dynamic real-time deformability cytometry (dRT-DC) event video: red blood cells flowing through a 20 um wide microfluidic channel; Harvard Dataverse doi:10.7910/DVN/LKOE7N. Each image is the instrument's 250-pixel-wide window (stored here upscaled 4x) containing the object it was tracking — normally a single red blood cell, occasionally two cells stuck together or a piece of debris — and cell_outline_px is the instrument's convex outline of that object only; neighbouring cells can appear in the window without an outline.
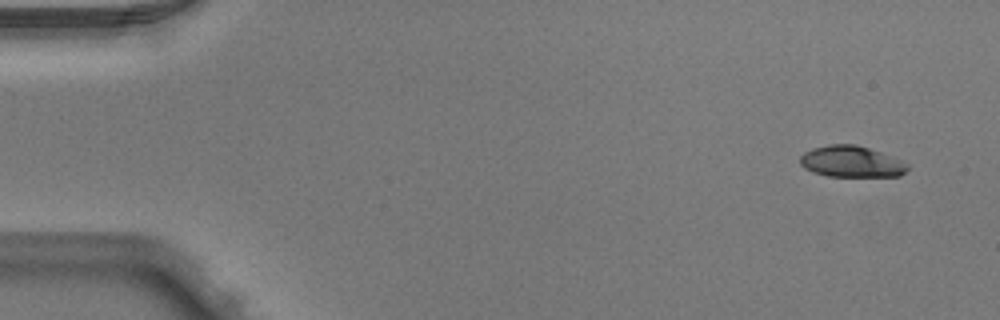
{"species": "Egyptian fruit bat (a non-hibernating species)", "species_latin": "Rousettus aegyptiacus", "temperature_condition": "warm", "stored_images_in_passage": 4, "camera_frame_rate_fps": 3000, "um_per_image_px": 0.085, "animal": {"sex": "male"}, "frame": {"image": 1, "passage_image": 1, "time_ms": 0.0, "image_size_px": [1000, 320], "cell_outline_px": [[908, 168], [900, 176], [828, 176], [812, 172], [804, 168], [800, 164], [800, 156], [804, 152], [812, 148], [828, 144], [856, 144], [880, 152], [900, 160], [908, 164]], "centroid_in_image_um": [72.32, 13.73], "position_along_channel_um": 12.7, "area_um2": 19.54}}